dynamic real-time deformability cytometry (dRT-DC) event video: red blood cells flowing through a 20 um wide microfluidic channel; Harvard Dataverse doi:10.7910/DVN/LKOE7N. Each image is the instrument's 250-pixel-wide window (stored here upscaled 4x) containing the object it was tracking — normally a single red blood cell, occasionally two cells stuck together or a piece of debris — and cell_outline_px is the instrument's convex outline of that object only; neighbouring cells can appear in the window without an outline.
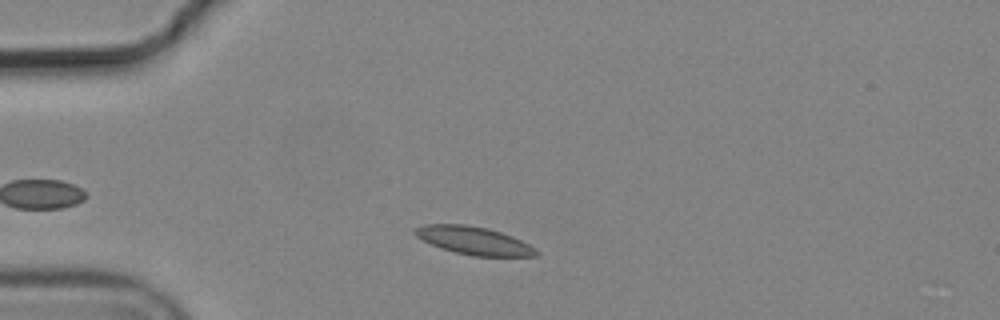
{"species": "common noctule bat (a hibernating species)", "species_latin": "Nyctalus noctula", "temperature_condition": "cold", "stored_images_in_passage": 2, "camera_frame_rate_fps": 3000, "um_per_image_px": 0.085, "animal": {"sex": "male", "body_mass_g": 19.2, "forearm_length_mm": 51.8}, "frame": {"image": 1, "passage_image": 1, "time_ms": 0.0, "image_size_px": [1000, 320], "cell_outline_px": [[540, 252], [536, 256], [472, 256], [440, 248], [416, 236], [412, 232], [412, 228], [424, 224], [464, 224], [488, 228], [512, 236], [528, 244]], "centroid_in_image_um": [40.24, 20.44], "position_along_channel_um": 44.8, "area_um2": 19.71}}